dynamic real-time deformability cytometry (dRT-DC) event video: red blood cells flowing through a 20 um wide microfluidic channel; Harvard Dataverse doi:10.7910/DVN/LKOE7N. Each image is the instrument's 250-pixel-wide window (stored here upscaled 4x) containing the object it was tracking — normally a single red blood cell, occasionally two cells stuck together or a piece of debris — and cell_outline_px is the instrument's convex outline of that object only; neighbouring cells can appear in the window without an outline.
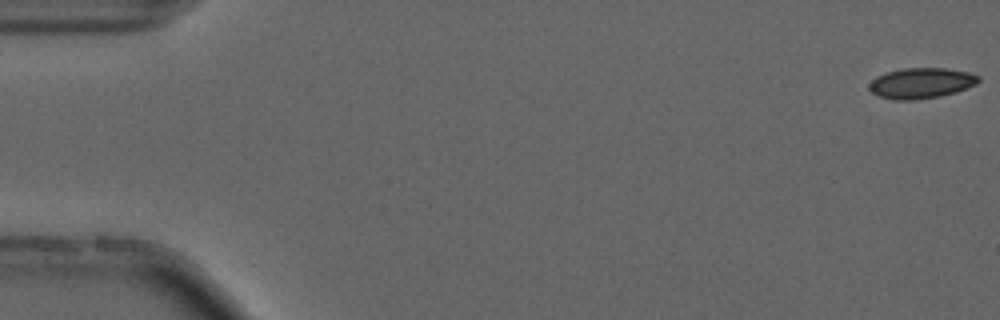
{"species": "common noctule bat (a hibernating species)", "species_latin": "Nyctalus noctula", "temperature_condition": "cold", "stored_images_in_passage": 55, "camera_frame_rate_fps": 3000, "um_per_image_px": 0.085, "animal": {"sex": "male", "forearm_length_mm": 52.5}, "frame": {"image": 1, "passage_image": 1, "time_ms": 0.0, "image_size_px": [1000, 320], "cell_outline_px": [[980, 80], [976, 84], [956, 92], [940, 96], [916, 100], [896, 100], [880, 96], [872, 92], [868, 88], [868, 84], [876, 76], [888, 72], [904, 68], [948, 68], [968, 72], [980, 76]], "centroid_in_image_um": [78.31, 7.06], "position_along_channel_um": 6.7, "area_um2": 19.48}}
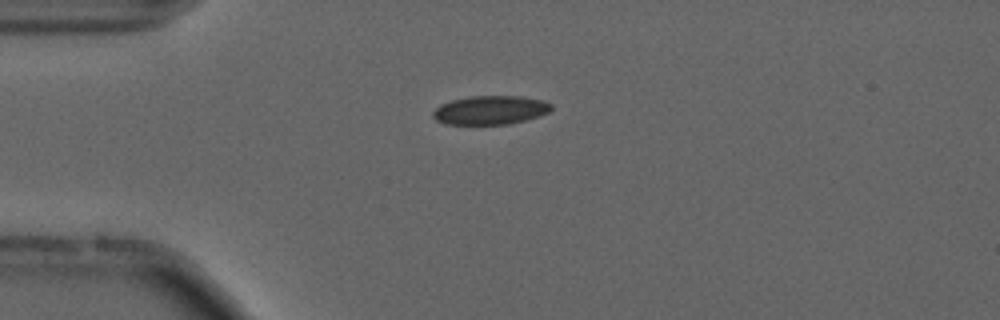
{"frame": {"image": 2, "passage_image": 14, "time_ms": 4.333, "image_size_px": [1000, 320], "cell_outline_px": [[552, 108], [548, 112], [540, 116], [508, 124], [444, 124], [436, 120], [432, 116], [432, 112], [440, 104], [452, 100], [472, 96], [520, 96], [544, 100], [552, 104]], "centroid_in_image_um": [41.68, 9.35], "position_along_channel_um": 43.3, "area_um2": 19.88}}
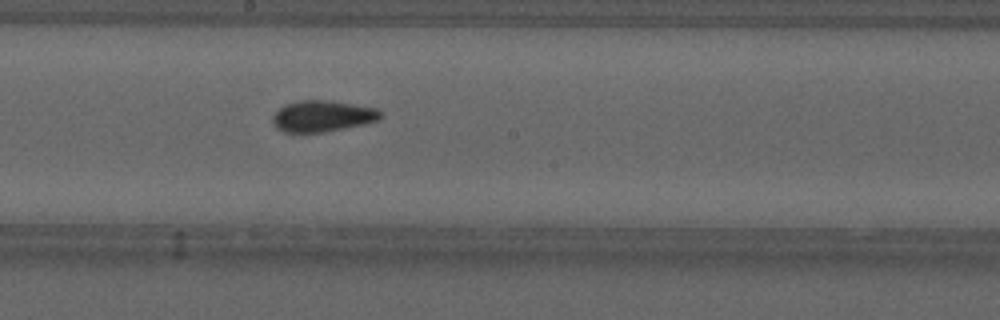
{"frame": {"image": 3, "passage_image": 30, "time_ms": 9.667, "image_size_px": [1000, 320], "cell_outline_px": [[384, 116], [376, 120], [364, 124], [324, 132], [284, 132], [276, 128], [272, 124], [272, 116], [284, 104], [300, 100], [332, 100], [376, 108], [384, 112]], "centroid_in_image_um": [27.41, 9.86], "position_along_channel_um": 220.8, "area_um2": 19.83}, "authors_computed_cell_mechanics": {"area_um2": 19.5942, "velocity_mm_per_s": 3.7119, "shape_relaxation_time_tau1_ms": null, "shape_relaxation_time_tau2_ms": 2.1861, "deformation_change_tau1": null, "deformation_change_tau2": 0.0523}}